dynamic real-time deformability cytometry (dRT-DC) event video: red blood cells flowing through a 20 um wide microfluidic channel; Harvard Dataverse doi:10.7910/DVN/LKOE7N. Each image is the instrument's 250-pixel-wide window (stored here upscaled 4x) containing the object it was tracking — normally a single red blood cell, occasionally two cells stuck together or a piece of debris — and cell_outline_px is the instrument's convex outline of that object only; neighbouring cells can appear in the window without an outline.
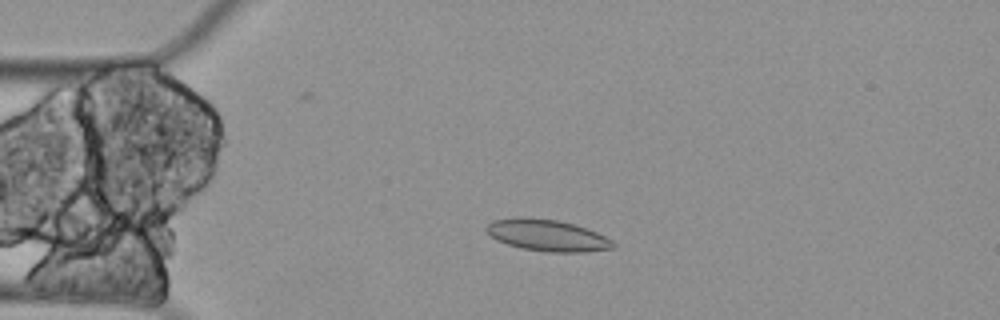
{"species": "Egyptian fruit bat (a non-hibernating species)", "species_latin": "Rousettus aegyptiacus", "temperature_condition": "cold", "stored_images_in_passage": 60, "camera_frame_rate_fps": 3000, "um_per_image_px": 0.085, "animal": {"sex": "female"}, "frame": {"image": 1, "passage_image": 14, "time_ms": 4.333, "image_size_px": [1000, 320], "cell_outline_px": [[616, 248], [584, 252], [544, 252], [520, 248], [496, 240], [484, 228], [492, 220], [528, 216], [556, 220], [572, 224], [596, 232], [612, 240], [616, 244]], "centroid_in_image_um": [46.51, 20.01], "position_along_channel_um": 38.5, "area_um2": 23.35}}
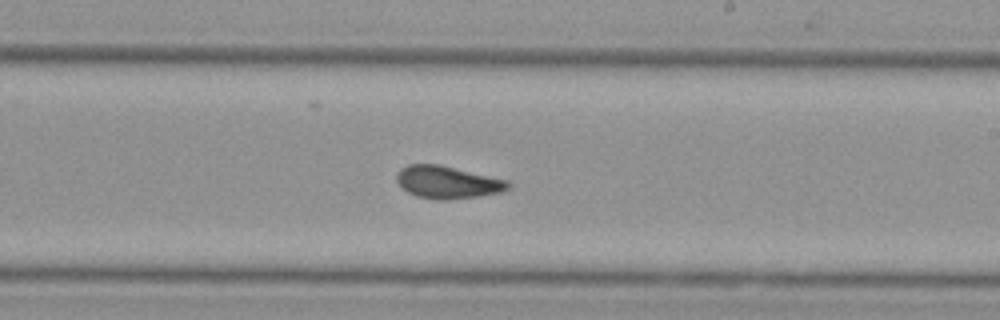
{"frame": {"image": 2, "passage_image": 35, "time_ms": 11.333, "image_size_px": [1000, 320], "cell_outline_px": [[512, 184], [508, 188], [500, 192], [476, 196], [448, 200], [440, 200], [416, 196], [408, 192], [396, 180], [396, 172], [400, 168], [408, 164], [440, 164], [508, 180]], "centroid_in_image_um": [38.02, 15.47], "position_along_channel_um": 251.0, "area_um2": 21.1}}
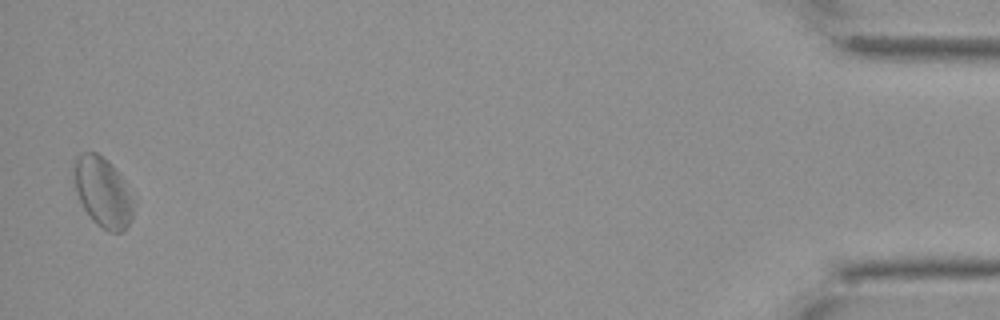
{"frame": {"image": 3, "passage_image": 59, "time_ms": 19.333, "image_size_px": [1000, 320], "cell_outline_px": [[136, 208], [128, 224], [120, 232], [108, 232], [92, 220], [84, 208], [76, 192], [72, 172], [72, 160], [84, 152], [96, 152], [108, 160], [124, 180], [136, 204]], "centroid_in_image_um": [8.73, 16.31], "position_along_channel_um": 426.5, "area_um2": 24.57}, "authors_computed_cell_mechanics": {"area_um2": 21.7617, "velocity_mm_per_s": 3.2878, "shape_relaxation_time_tau1_ms": null, "shape_relaxation_time_tau2_ms": 7.9736, "deformation_change_tau1": null, "deformation_change_tau2": 0.1132}}